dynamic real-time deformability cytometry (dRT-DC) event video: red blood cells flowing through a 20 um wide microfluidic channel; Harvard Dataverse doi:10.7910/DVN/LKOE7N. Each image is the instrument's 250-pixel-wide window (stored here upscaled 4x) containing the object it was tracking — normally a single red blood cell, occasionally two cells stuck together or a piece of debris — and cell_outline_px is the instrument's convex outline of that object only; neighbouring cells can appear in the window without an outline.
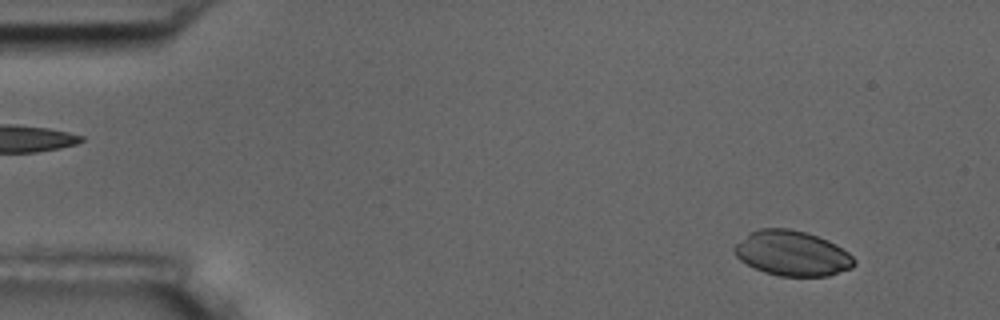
{"species": "common noctule bat (a hibernating species)", "species_latin": "Nyctalus noctula", "temperature_condition": "room temperature", "stored_images_in_passage": 55, "camera_frame_rate_fps": 3000, "um_per_image_px": 0.085, "animal": {"sex": "male", "body_mass_g": 17.5, "forearm_length_mm": 52.3}, "frame": {"image": 1, "passage_image": 5, "time_ms": 1.333, "image_size_px": [1000, 320], "cell_outline_px": [[856, 264], [852, 268], [828, 276], [780, 276], [764, 272], [740, 260], [736, 256], [732, 248], [736, 244], [752, 232], [760, 228], [788, 228], [804, 232], [828, 240], [836, 244], [848, 252], [856, 260]], "centroid_in_image_um": [67.36, 21.54], "position_along_channel_um": 17.6, "area_um2": 31.27}}
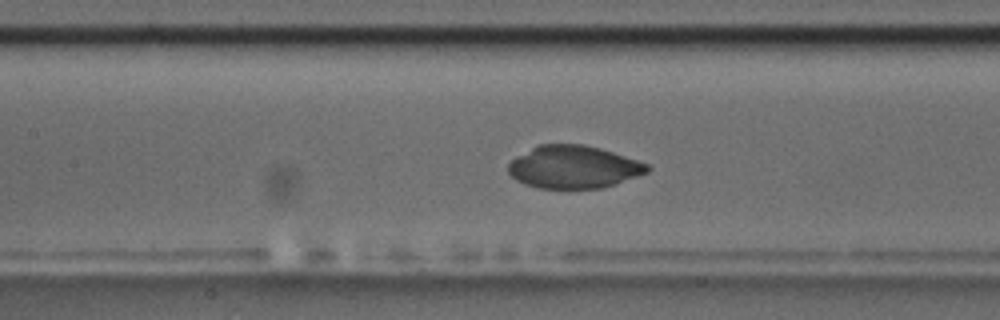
{"frame": {"image": 2, "passage_image": 25, "time_ms": 8.0, "image_size_px": [1000, 320], "cell_outline_px": [[652, 168], [648, 172], [616, 184], [600, 188], [536, 188], [524, 184], [516, 180], [508, 172], [508, 164], [516, 156], [540, 144], [584, 144], [600, 148], [648, 164]], "centroid_in_image_um": [48.74, 14.2], "position_along_channel_um": 158.7, "area_um2": 34.51}}